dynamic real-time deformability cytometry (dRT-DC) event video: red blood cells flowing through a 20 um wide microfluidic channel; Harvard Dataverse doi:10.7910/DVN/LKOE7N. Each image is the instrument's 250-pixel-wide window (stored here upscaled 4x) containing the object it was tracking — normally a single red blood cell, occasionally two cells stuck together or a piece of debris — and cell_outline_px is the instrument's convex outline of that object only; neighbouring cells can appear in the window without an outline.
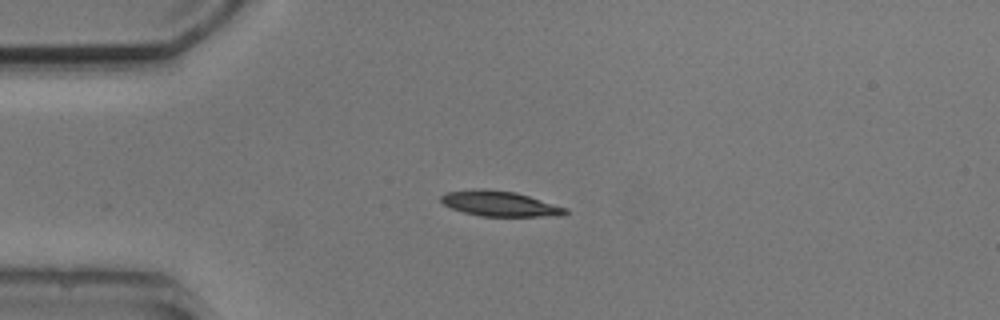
{"species": "common noctule bat (a hibernating species)", "species_latin": "Nyctalus noctula", "temperature_condition": "cold", "stored_images_in_passage": 2, "camera_frame_rate_fps": 3000, "um_per_image_px": 0.085, "animal": {"sex": "male", "body_mass_g": 20.5, "forearm_length_mm": 52.5}, "frame": {"image": 1, "passage_image": 2, "time_ms": 1.333, "image_size_px": [1000, 320], "cell_outline_px": [[568, 212], [564, 216], [480, 216], [464, 212], [452, 208], [444, 204], [440, 200], [440, 196], [448, 192], [480, 188], [484, 188], [516, 192], [568, 208]], "centroid_in_image_um": [42.52, 17.31], "position_along_channel_um": 42.5, "area_um2": 18.32}}